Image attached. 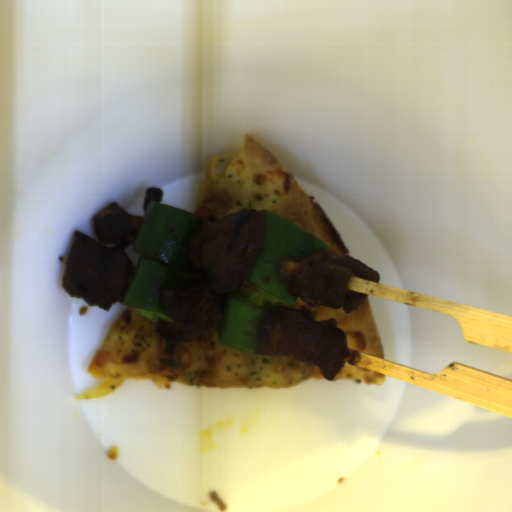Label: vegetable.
<instances>
[{"mask_svg": "<svg viewBox=\"0 0 512 512\" xmlns=\"http://www.w3.org/2000/svg\"><path fill=\"white\" fill-rule=\"evenodd\" d=\"M264 236L254 268L247 282L258 292L246 288L223 294L221 324L212 336L218 344L251 354L259 346L257 338L266 313L277 303L292 306L300 296L287 291V283L297 266L320 248L329 249L322 240L282 217L263 209Z\"/></svg>", "mask_w": 512, "mask_h": 512, "instance_id": "obj_1", "label": "vegetable"}, {"mask_svg": "<svg viewBox=\"0 0 512 512\" xmlns=\"http://www.w3.org/2000/svg\"><path fill=\"white\" fill-rule=\"evenodd\" d=\"M211 223L190 212L161 202L151 201L146 208L132 251L140 255L123 306L151 322L174 323L162 306L158 294L167 288H191L187 278L172 268L192 273L202 270L186 256L190 239L202 225Z\"/></svg>", "mask_w": 512, "mask_h": 512, "instance_id": "obj_2", "label": "vegetable"}]
</instances>
